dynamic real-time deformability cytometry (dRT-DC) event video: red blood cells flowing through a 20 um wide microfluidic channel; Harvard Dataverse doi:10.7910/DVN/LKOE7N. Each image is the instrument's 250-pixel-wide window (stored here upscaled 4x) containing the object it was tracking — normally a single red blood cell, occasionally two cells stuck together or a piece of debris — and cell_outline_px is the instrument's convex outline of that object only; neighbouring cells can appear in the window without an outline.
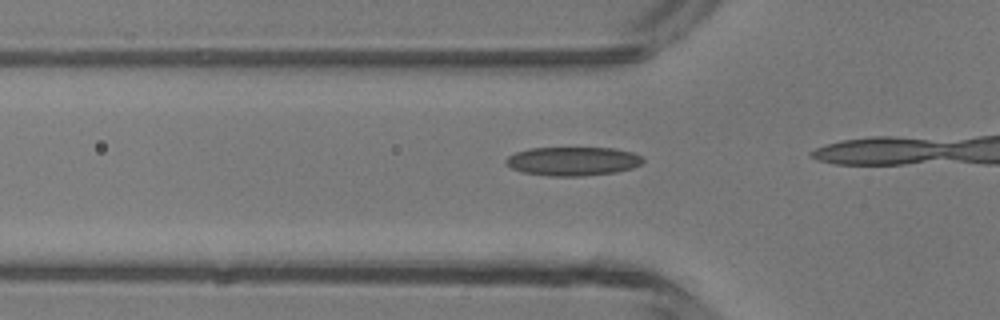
{"species": "common noctule bat (a hibernating species)", "species_latin": "Nyctalus noctula", "temperature_condition": "room temperature", "stored_images_in_passage": 6, "camera_frame_rate_fps": 3000, "um_per_image_px": 0.085, "animal": {"sex": "male", "body_mass_g": 13.3}, "frame": {"image": 1, "passage_image": 4, "time_ms": 1.0, "image_size_px": [1000, 320], "cell_outline_px": [[644, 160], [640, 164], [632, 168], [616, 172], [584, 176], [548, 176], [524, 172], [512, 168], [504, 164], [504, 160], [508, 156], [516, 152], [528, 148], [616, 148], [632, 152], [640, 156]], "centroid_in_image_um": [48.67, 13.7], "position_along_channel_um": 77.1, "area_um2": 23.06}}